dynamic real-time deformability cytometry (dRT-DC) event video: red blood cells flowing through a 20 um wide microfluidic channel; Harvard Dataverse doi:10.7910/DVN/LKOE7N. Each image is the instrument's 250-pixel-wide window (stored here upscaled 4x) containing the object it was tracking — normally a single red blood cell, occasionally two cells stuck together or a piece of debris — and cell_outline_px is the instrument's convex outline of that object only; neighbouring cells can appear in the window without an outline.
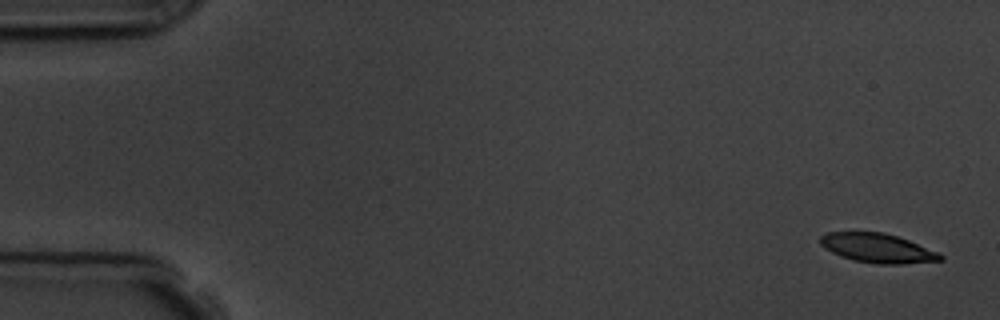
{"species": "common noctule bat (a hibernating species)", "species_latin": "Nyctalus noctula", "temperature_condition": "room temperature", "stored_images_in_passage": 5, "camera_frame_rate_fps": 3000, "um_per_image_px": 0.085, "animal": {"sex": "male", "body_mass_g": 19.5, "forearm_length_mm": 54.6}, "frame": {"image": 1, "passage_image": 1, "time_ms": 0.0, "image_size_px": [1000, 320], "cell_outline_px": [[944, 260], [904, 264], [876, 264], [852, 260], [840, 256], [824, 248], [820, 244], [820, 236], [828, 232], [884, 232], [908, 240], [940, 252], [944, 256]], "centroid_in_image_um": [74.61, 21.1], "position_along_channel_um": 10.4, "area_um2": 20.63}}
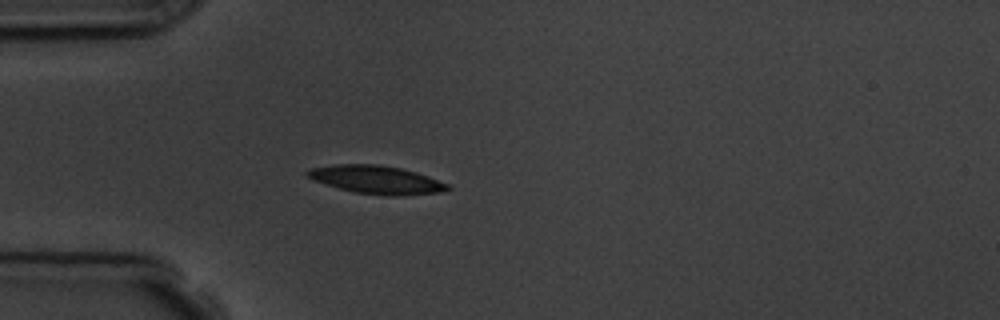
{"frame": {"image": 2, "passage_image": 5, "time_ms": 4.667, "image_size_px": [1000, 320], "cell_outline_px": [[452, 188], [440, 192], [404, 196], [388, 196], [356, 192], [340, 188], [312, 180], [304, 176], [304, 172], [308, 168], [336, 164], [376, 164], [400, 168], [416, 172], [428, 176], [448, 184]], "centroid_in_image_um": [31.96, 15.27], "position_along_channel_um": 53.0, "area_um2": 23.12}}